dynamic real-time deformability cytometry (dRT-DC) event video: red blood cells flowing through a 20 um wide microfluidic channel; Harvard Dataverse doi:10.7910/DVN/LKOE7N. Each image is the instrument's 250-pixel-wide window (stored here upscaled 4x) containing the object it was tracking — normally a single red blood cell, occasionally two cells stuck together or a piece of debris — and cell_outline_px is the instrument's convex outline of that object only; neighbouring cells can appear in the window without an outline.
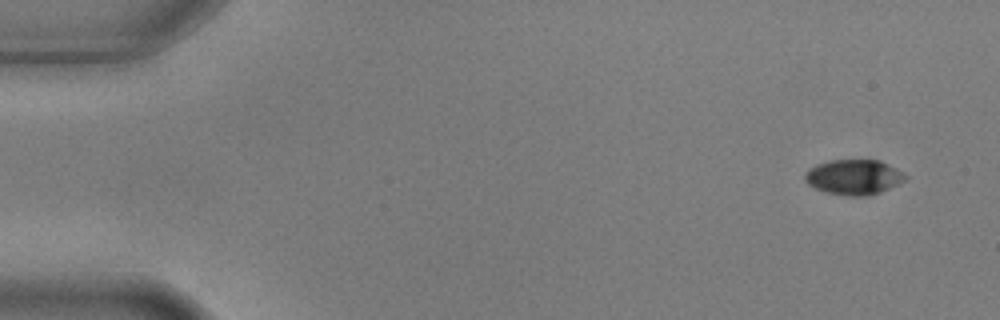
{"species": "common noctule bat (a hibernating species)", "species_latin": "Nyctalus noctula", "temperature_condition": "warm", "stored_images_in_passage": 14, "camera_frame_rate_fps": 3000, "um_per_image_px": 0.085, "animal": {"sex": "male", "body_mass_g": 17.9, "forearm_length_mm": 54.2}, "frame": {"image": 1, "passage_image": 1, "time_ms": 0.0, "image_size_px": [1000, 320], "cell_outline_px": [[908, 176], [900, 184], [880, 192], [868, 196], [848, 196], [828, 192], [816, 188], [808, 184], [804, 180], [804, 172], [808, 168], [816, 164], [832, 160], [880, 160], [896, 168]], "centroid_in_image_um": [72.57, 15.05], "position_along_channel_um": 12.4, "area_um2": 20.63}}
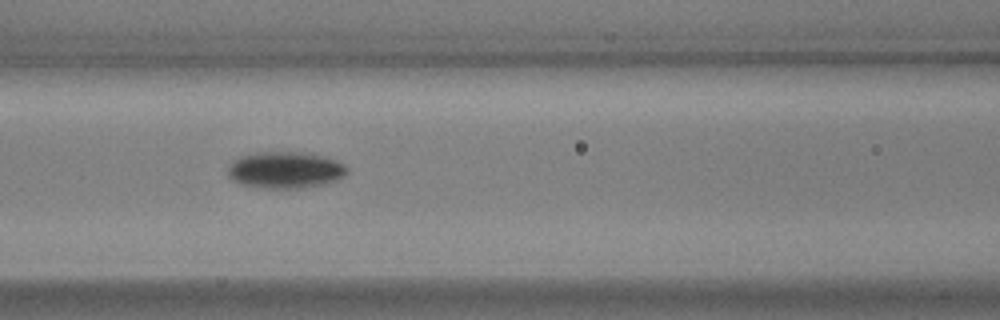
{"frame": {"image": 2, "passage_image": 6, "time_ms": 1.667, "image_size_px": [1000, 320], "cell_outline_px": [[348, 172], [344, 176], [336, 180], [324, 184], [304, 188], [256, 188], [240, 184], [232, 180], [228, 176], [228, 164], [232, 160], [240, 156], [260, 152], [300, 152], [320, 156], [336, 160], [344, 164], [348, 168]], "centroid_in_image_um": [24.21, 14.46], "position_along_channel_um": 142.4, "area_um2": 25.66}}
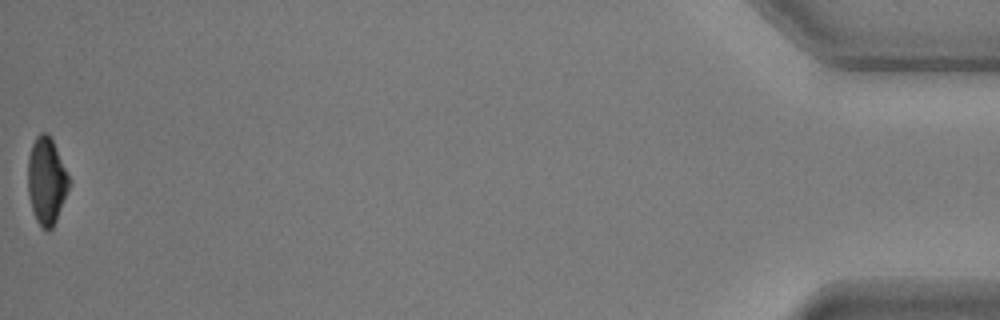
{"frame": {"image": 3, "passage_image": 14, "time_ms": 4.333, "image_size_px": [1000, 320], "cell_outline_px": [[72, 180], [56, 220], [52, 228], [48, 232], [36, 220], [32, 212], [28, 192], [28, 156], [32, 144], [36, 136], [40, 132], [48, 132]], "centroid_in_image_um": [3.96, 15.35], "position_along_channel_um": 431.2, "area_um2": 20.98}}